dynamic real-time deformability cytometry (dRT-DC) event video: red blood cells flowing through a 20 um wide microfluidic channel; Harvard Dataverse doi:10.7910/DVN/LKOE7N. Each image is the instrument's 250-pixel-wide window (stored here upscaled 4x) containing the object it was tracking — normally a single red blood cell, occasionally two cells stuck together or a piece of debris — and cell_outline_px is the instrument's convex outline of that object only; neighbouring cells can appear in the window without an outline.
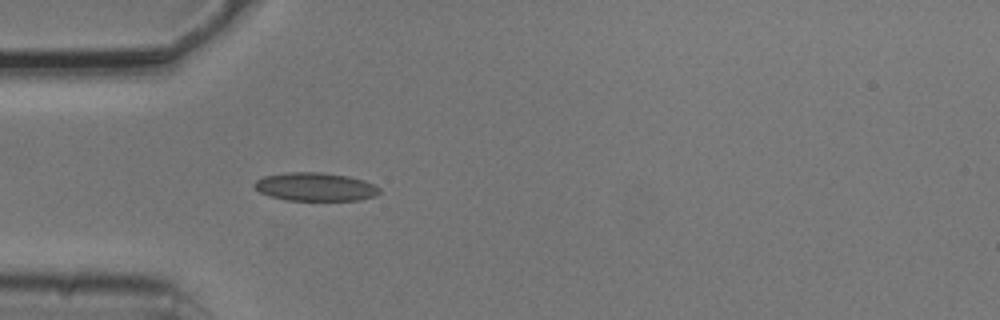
{"species": "common noctule bat (a hibernating species)", "species_latin": "Nyctalus noctula", "temperature_condition": "cold", "stored_images_in_passage": 5, "camera_frame_rate_fps": 3000, "um_per_image_px": 0.085, "animal": {"sex": "male", "body_mass_g": 20.5, "forearm_length_mm": 52.5}, "frame": {"image": 1, "passage_image": 5, "time_ms": 1.333, "image_size_px": [1000, 320], "cell_outline_px": [[380, 192], [376, 196], [360, 200], [284, 200], [260, 192], [252, 184], [256, 180], [264, 176], [288, 172], [320, 172], [348, 176], [364, 180], [380, 188]], "centroid_in_image_um": [26.81, 15.88], "position_along_channel_um": 58.2, "area_um2": 20.63}}